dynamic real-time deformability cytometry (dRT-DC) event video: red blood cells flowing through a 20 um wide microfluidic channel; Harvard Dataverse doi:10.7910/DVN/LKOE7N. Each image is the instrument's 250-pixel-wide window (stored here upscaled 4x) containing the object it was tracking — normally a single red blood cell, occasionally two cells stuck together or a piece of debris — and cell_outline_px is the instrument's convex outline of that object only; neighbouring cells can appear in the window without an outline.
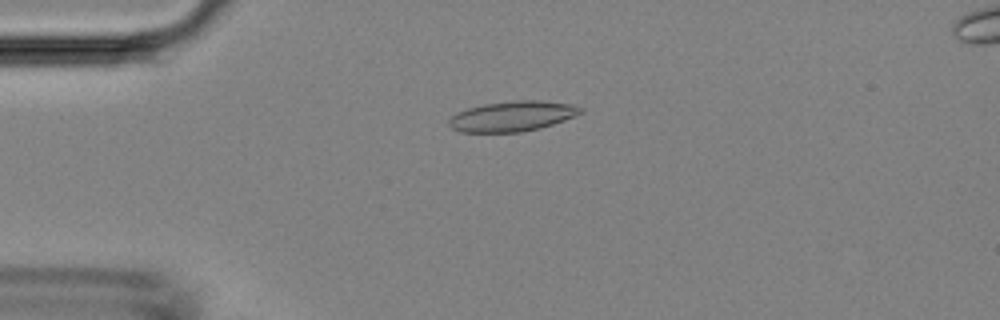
{"species": "Egyptian fruit bat (a non-hibernating species)", "species_latin": "Rousettus aegyptiacus", "temperature_condition": "room temperature", "stored_images_in_passage": 48, "camera_frame_rate_fps": 3000, "um_per_image_px": 0.085, "animal": {"sex": "female"}, "frame": {"image": 1, "passage_image": 12, "time_ms": 3.667, "image_size_px": [1000, 320], "cell_outline_px": [[584, 112], [576, 116], [540, 128], [520, 132], [460, 132], [452, 128], [448, 124], [448, 120], [456, 112], [468, 108], [484, 104], [516, 100], [540, 100], [568, 104], [584, 108]], "centroid_in_image_um": [43.54, 9.88], "position_along_channel_um": 41.5, "area_um2": 23.18}}
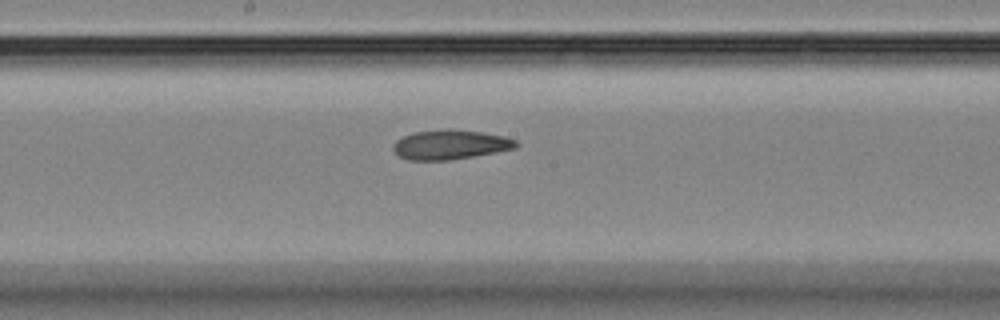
{"frame": {"image": 2, "passage_image": 26, "time_ms": 8.333, "image_size_px": [1000, 320], "cell_outline_px": [[520, 144], [516, 148], [496, 152], [452, 160], [408, 160], [396, 156], [392, 148], [392, 144], [396, 140], [412, 132], [444, 128], [448, 128], [480, 132], [504, 136], [516, 140]], "centroid_in_image_um": [38.23, 12.29], "position_along_channel_um": 210.0, "area_um2": 21.5}}
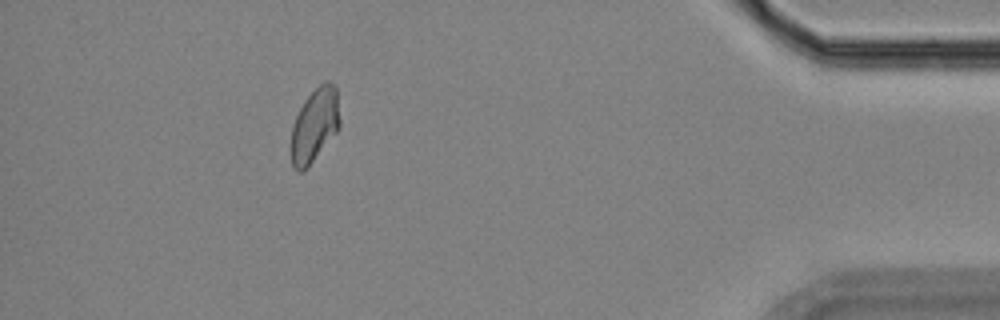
{"frame": {"image": 3, "passage_image": 44, "time_ms": 14.333, "image_size_px": [1000, 320], "cell_outline_px": [[340, 128], [304, 172], [296, 172], [292, 168], [288, 148], [292, 124], [304, 100], [324, 80], [328, 80], [336, 84], [340, 120]], "centroid_in_image_um": [26.7, 10.69], "position_along_channel_um": 408.5, "area_um2": 21.79}}